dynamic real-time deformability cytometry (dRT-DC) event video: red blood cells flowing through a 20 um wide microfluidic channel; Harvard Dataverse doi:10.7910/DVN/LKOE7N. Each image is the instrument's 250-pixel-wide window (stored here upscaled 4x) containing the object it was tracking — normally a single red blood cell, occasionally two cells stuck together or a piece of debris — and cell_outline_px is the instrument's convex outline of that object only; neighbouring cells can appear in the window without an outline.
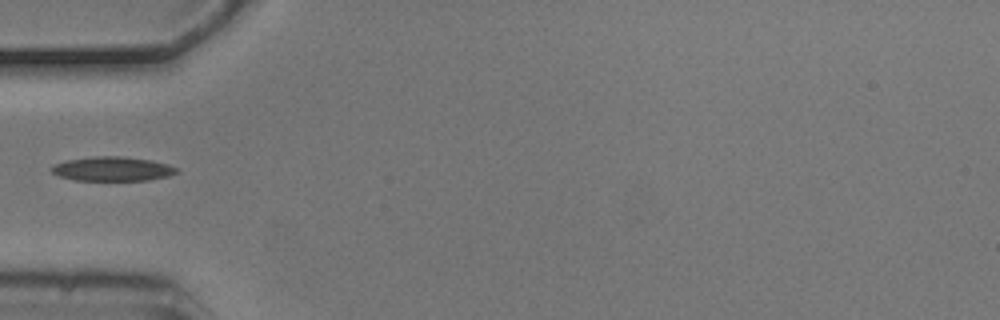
{"species": "common noctule bat (a hibernating species)", "species_latin": "Nyctalus noctula", "temperature_condition": "cold", "stored_images_in_passage": 7, "camera_frame_rate_fps": 3000, "um_per_image_px": 0.085, "animal": {"sex": "male", "body_mass_g": 20.5, "forearm_length_mm": 52.5}, "frame": {"image": 1, "passage_image": 6, "time_ms": 1.667, "image_size_px": [1000, 320], "cell_outline_px": [[176, 172], [168, 176], [148, 180], [76, 180], [60, 176], [52, 172], [52, 164], [64, 160], [92, 156], [124, 156], [152, 160], [168, 164], [176, 168]], "centroid_in_image_um": [9.53, 14.34], "position_along_channel_um": 75.5, "area_um2": 17.69}}
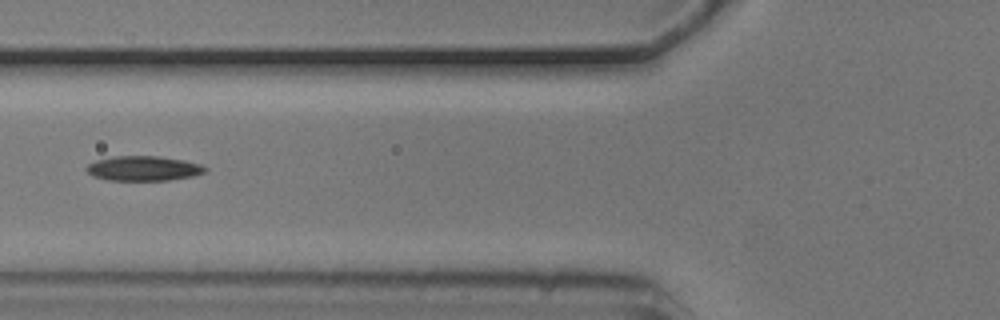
{"frame": {"image": 2, "passage_image": 7, "time_ms": 2.0, "image_size_px": [1000, 320], "cell_outline_px": [[208, 168], [204, 172], [192, 176], [168, 180], [108, 180], [92, 176], [84, 168], [88, 164], [96, 160], [112, 156], [160, 156], [184, 160], [200, 164]], "centroid_in_image_um": [12.16, 14.31], "position_along_channel_um": 113.6, "area_um2": 17.17}}